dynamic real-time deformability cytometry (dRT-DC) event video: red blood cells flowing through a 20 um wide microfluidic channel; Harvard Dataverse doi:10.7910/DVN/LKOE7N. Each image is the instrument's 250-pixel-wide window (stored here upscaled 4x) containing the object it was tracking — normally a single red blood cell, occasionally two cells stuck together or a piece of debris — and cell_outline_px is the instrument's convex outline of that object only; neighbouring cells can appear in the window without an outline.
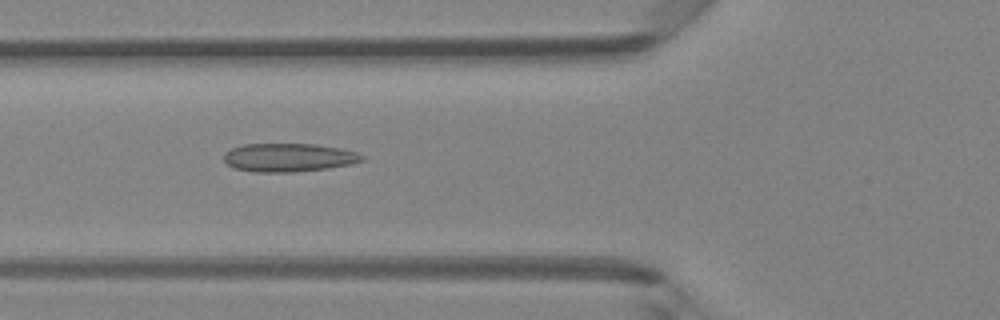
{"species": "Egyptian fruit bat (a non-hibernating species)", "species_latin": "Rousettus aegyptiacus", "temperature_condition": "room temperature", "stored_images_in_passage": 34, "camera_frame_rate_fps": 3000, "um_per_image_px": 0.085, "animal": {"sex": "female"}, "frame": {"image": 1, "passage_image": 4, "time_ms": 1.0, "image_size_px": [1000, 320], "cell_outline_px": [[364, 160], [352, 164], [328, 168], [292, 172], [252, 172], [232, 168], [224, 160], [224, 152], [232, 148], [244, 144], [316, 144], [340, 148], [356, 152], [364, 156]], "centroid_in_image_um": [24.52, 13.39], "position_along_channel_um": 101.3, "area_um2": 23.0}}
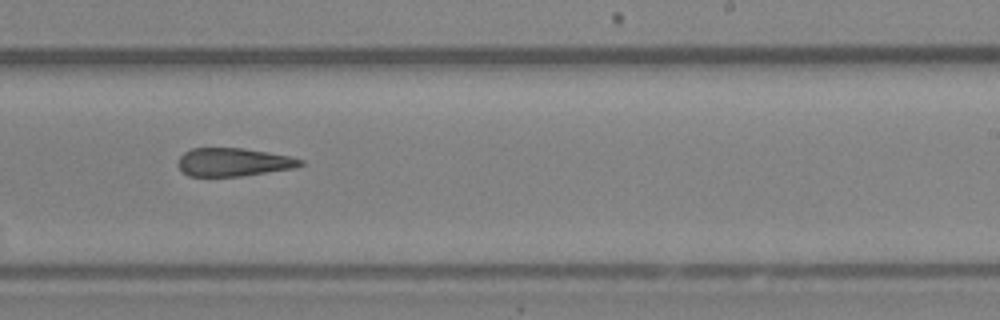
{"frame": {"image": 2, "passage_image": 16, "time_ms": 5.0, "image_size_px": [1000, 320], "cell_outline_px": [[304, 164], [296, 168], [240, 176], [188, 176], [176, 164], [180, 156], [184, 152], [192, 148], [244, 148], [268, 152], [288, 156], [304, 160]], "centroid_in_image_um": [19.84, 13.78], "position_along_channel_um": 269.2, "area_um2": 20.17}}
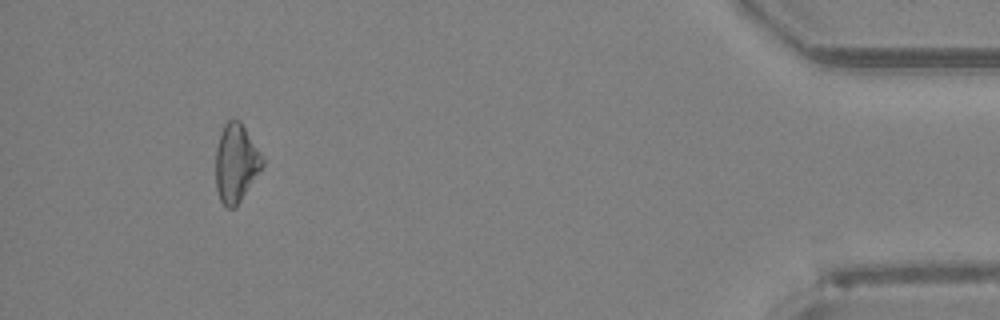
{"frame": {"image": 3, "passage_image": 31, "time_ms": 10.0, "image_size_px": [1000, 320], "cell_outline_px": [[264, 164], [240, 200], [232, 208], [228, 208], [220, 200], [216, 188], [216, 148], [224, 124], [228, 120], [240, 120], [264, 160]], "centroid_in_image_um": [20.04, 13.84], "position_along_channel_um": 415.2, "area_um2": 20.69}, "authors_computed_cell_mechanics": {"area_um2": 21.1548, "velocity_mm_per_s": 4.2108, "shape_relaxation_time_tau1_ms": null, "shape_relaxation_time_tau2_ms": 6.2354, "deformation_change_tau1": null, "deformation_change_tau2": 0.1787}}